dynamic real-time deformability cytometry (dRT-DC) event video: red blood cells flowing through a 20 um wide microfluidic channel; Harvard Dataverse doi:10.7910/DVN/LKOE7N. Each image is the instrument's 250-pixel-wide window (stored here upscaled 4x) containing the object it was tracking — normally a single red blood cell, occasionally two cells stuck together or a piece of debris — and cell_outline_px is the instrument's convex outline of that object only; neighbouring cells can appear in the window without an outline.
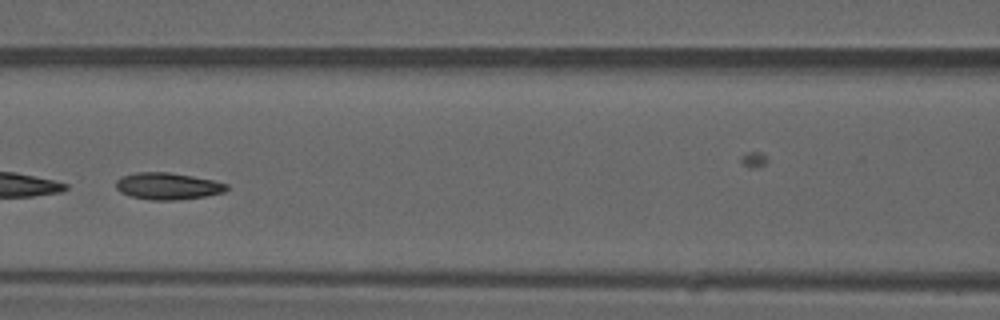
{"species": "common noctule bat (a hibernating species)", "species_latin": "Nyctalus noctula", "temperature_condition": "warm", "stored_images_in_passage": 50, "camera_frame_rate_fps": 3000, "um_per_image_px": 0.085, "animal": {"sex": "male", "forearm_length_mm": 52.5}, "frame": {"image": 1, "passage_image": 22, "time_ms": 7.0, "image_size_px": [1000, 320], "cell_outline_px": [[228, 188], [224, 192], [204, 196], [176, 200], [152, 200], [132, 196], [120, 192], [116, 188], [116, 180], [120, 176], [136, 172], [168, 172], [192, 176], [212, 180], [228, 184]], "centroid_in_image_um": [14.23, 15.81], "position_along_channel_um": 152.4, "area_um2": 17.22}, "authors_computed_cell_mechanics": {"area_um2": 18.3226, "velocity_mm_per_s": 3.9736, "shape_relaxation_time_tau1_ms": 10.9034, "shape_relaxation_time_tau2_ms": 2.8702, "deformation_change_tau1": 0.2254, "deformation_change_tau2": 0.0874}}